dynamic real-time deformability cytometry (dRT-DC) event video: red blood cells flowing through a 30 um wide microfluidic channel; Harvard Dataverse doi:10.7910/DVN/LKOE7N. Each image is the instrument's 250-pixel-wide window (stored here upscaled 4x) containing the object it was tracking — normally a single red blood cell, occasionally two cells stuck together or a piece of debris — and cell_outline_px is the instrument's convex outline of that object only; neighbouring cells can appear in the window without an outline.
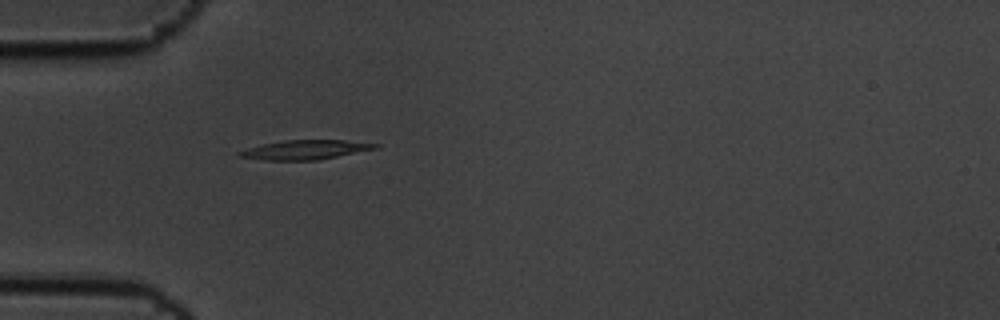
{"species": "common noctule bat (a hibernating species)", "species_latin": "Nyctalus noctula", "temperature_condition": "cold", "stored_images_in_passage": 4, "camera_frame_rate_fps": 3000, "um_per_image_px": 0.085, "animal": {"sex": "male", "body_mass_g": 19.5, "forearm_length_mm": 54.6}, "frame": {"image": 1, "passage_image": 4, "time_ms": 1.0, "image_size_px": [1000, 320], "cell_outline_px": [[380, 148], [316, 160], [264, 160], [236, 156], [236, 152], [248, 148], [264, 144], [284, 140], [344, 140], [380, 144]], "centroid_in_image_um": [25.95, 12.73], "position_along_channel_um": 59.1, "area_um2": 15.26}}